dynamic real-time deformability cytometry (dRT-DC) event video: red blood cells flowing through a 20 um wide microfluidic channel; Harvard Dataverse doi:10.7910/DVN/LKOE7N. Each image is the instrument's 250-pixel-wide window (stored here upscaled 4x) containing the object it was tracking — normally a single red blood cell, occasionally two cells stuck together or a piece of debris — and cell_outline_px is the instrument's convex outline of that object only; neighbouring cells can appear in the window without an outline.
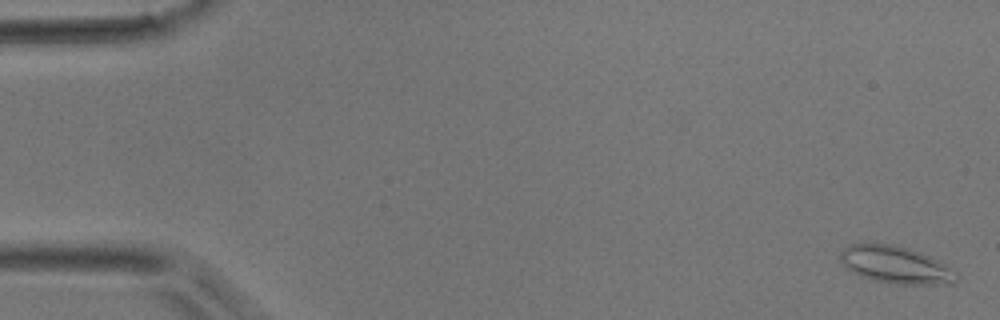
{"species": "common noctule bat (a hibernating species)", "species_latin": "Nyctalus noctula", "temperature_condition": "room temperature", "stored_images_in_passage": 49, "camera_frame_rate_fps": 3000, "um_per_image_px": 0.085, "animal": {"sex": "male", "body_mass_g": 17.9}, "frame": {"image": 1, "passage_image": 2, "time_ms": 0.333, "image_size_px": [1000, 320], "cell_outline_px": [[956, 284], [896, 284], [876, 280], [860, 276], [852, 272], [840, 260], [840, 252], [848, 244], [892, 244], [920, 252], [944, 264], [956, 272]], "centroid_in_image_um": [76.12, 22.52], "position_along_channel_um": 8.9, "area_um2": 24.85}}
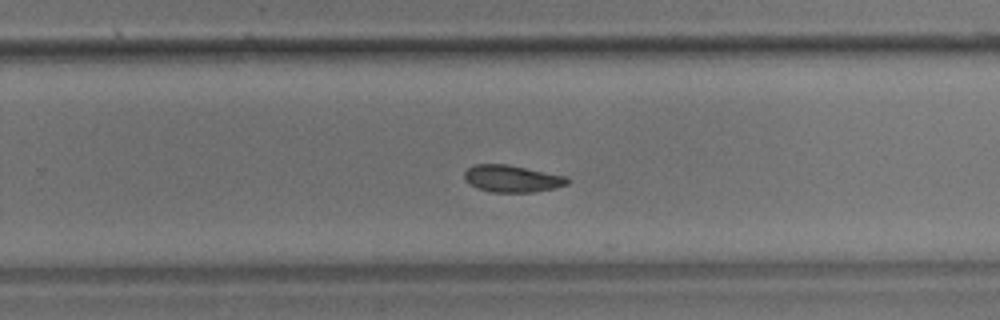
{"frame": {"image": 2, "passage_image": 31, "time_ms": 10.0, "image_size_px": [1000, 320], "cell_outline_px": [[572, 180], [568, 184], [556, 188], [532, 192], [492, 192], [476, 188], [468, 184], [464, 180], [464, 172], [472, 164], [508, 164], [568, 176]], "centroid_in_image_um": [43.54, 15.18], "position_along_channel_um": 286.3, "area_um2": 16.59}}
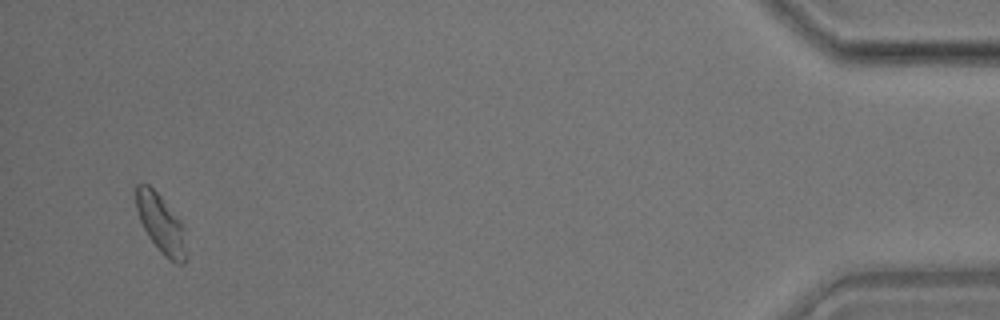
{"frame": {"image": 3, "passage_image": 46, "time_ms": 15.0, "image_size_px": [1000, 320], "cell_outline_px": [[184, 264], [176, 264], [168, 260], [160, 252], [148, 236], [140, 220], [136, 208], [136, 184], [148, 184], [160, 196], [180, 220], [184, 252]], "centroid_in_image_um": [13.62, 19.01], "position_along_channel_um": 421.6, "area_um2": 16.42}}